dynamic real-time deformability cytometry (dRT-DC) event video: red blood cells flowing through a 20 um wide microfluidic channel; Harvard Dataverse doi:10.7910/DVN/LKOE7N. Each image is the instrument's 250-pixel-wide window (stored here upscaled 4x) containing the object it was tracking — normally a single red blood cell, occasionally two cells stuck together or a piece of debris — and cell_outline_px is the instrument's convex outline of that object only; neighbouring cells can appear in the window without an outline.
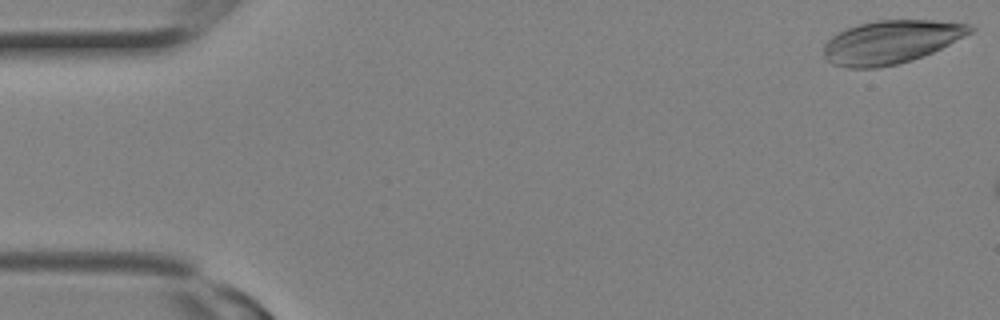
{"species": "Egyptian fruit bat (a non-hibernating species)", "species_latin": "Rousettus aegyptiacus", "temperature_condition": "room temperature", "stored_images_in_passage": 6, "camera_frame_rate_fps": 3000, "um_per_image_px": 0.085, "animal": {"sex": "female"}, "frame": {"image": 1, "passage_image": 1, "time_ms": 0.0, "image_size_px": [1000, 320], "cell_outline_px": [[976, 28], [972, 32], [932, 52], [912, 60], [896, 64], [876, 68], [848, 68], [832, 64], [824, 56], [824, 44], [836, 32], [856, 24], [876, 20], [936, 20], [968, 24]], "centroid_in_image_um": [75.69, 3.56], "position_along_channel_um": 9.3, "area_um2": 36.88}}